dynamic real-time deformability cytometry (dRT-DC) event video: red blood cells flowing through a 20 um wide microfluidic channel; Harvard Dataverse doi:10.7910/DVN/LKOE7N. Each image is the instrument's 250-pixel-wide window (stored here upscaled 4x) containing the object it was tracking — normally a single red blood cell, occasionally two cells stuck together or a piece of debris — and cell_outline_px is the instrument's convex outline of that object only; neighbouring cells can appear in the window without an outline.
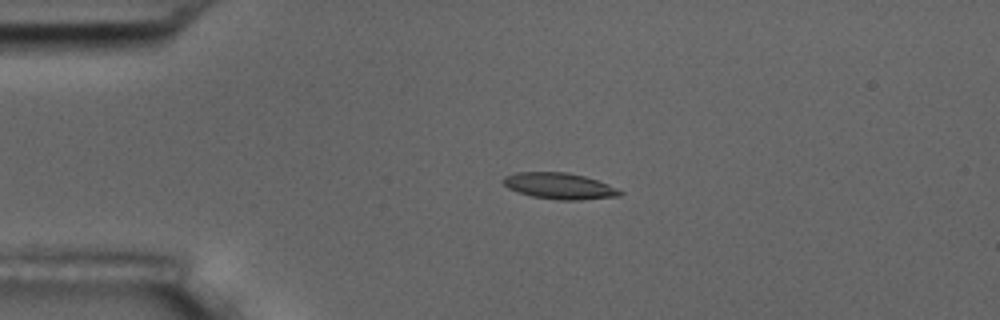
{"species": "common noctule bat (a hibernating species)", "species_latin": "Nyctalus noctula", "temperature_condition": "room temperature", "stored_images_in_passage": 5, "camera_frame_rate_fps": 3000, "um_per_image_px": 0.085, "animal": {"sex": "male", "body_mass_g": 17.5, "forearm_length_mm": 52.3}, "frame": {"image": 1, "passage_image": 4, "time_ms": 1.0, "image_size_px": [1000, 320], "cell_outline_px": [[624, 192], [620, 196], [580, 200], [560, 200], [532, 196], [508, 188], [500, 180], [504, 176], [516, 172], [568, 172], [584, 176], [596, 180], [616, 188]], "centroid_in_image_um": [47.53, 15.8], "position_along_channel_um": 37.5, "area_um2": 17.74}}
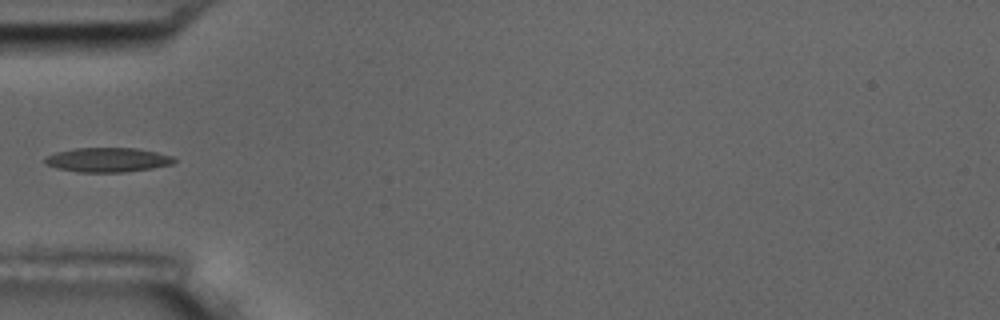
{"frame": {"image": 2, "passage_image": 5, "time_ms": 1.333, "image_size_px": [1000, 320], "cell_outline_px": [[176, 160], [172, 164], [152, 168], [124, 172], [80, 172], [56, 168], [44, 164], [44, 160], [48, 156], [56, 152], [76, 148], [136, 148], [156, 152], [172, 156]], "centroid_in_image_um": [9.14, 13.59], "position_along_channel_um": 75.9, "area_um2": 18.26}}